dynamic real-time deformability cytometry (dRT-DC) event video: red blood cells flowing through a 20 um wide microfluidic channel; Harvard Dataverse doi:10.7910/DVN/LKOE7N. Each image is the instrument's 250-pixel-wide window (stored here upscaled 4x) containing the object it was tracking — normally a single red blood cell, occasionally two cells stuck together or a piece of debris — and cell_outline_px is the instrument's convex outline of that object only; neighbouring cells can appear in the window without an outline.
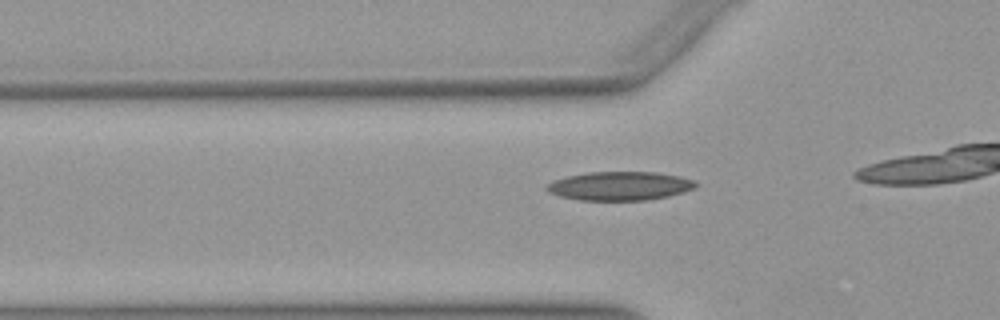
{"species": "Egyptian fruit bat (a non-hibernating species)", "species_latin": "Rousettus aegyptiacus", "temperature_condition": "warm", "stored_images_in_passage": 17, "camera_frame_rate_fps": 3000, "um_per_image_px": 0.085, "animal": {"sex": "female"}, "frame": {"image": 1, "passage_image": 12, "time_ms": 3.667, "image_size_px": [1000, 320], "cell_outline_px": [[696, 188], [684, 192], [668, 196], [648, 200], [580, 200], [560, 196], [548, 192], [544, 188], [552, 180], [568, 176], [588, 172], [656, 172], [680, 176], [692, 180], [696, 184]], "centroid_in_image_um": [52.67, 15.8], "position_along_channel_um": 73.1, "area_um2": 24.97}}